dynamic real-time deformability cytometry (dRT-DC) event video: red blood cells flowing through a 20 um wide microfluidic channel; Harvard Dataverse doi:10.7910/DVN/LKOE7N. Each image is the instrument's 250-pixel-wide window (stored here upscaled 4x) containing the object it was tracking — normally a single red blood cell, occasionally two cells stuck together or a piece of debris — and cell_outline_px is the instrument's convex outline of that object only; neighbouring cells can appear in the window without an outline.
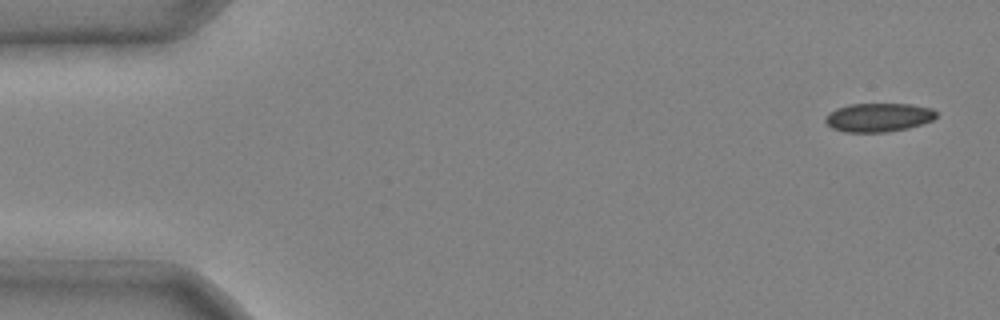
{"species": "common noctule bat (a hibernating species)", "species_latin": "Nyctalus noctula", "temperature_condition": "cold", "stored_images_in_passage": 5, "camera_frame_rate_fps": 3000, "um_per_image_px": 0.085, "animal": {"sex": "male", "body_mass_g": 20.4}, "frame": {"image": 1, "passage_image": 1, "time_ms": 0.0, "image_size_px": [1000, 320], "cell_outline_px": [[940, 112], [932, 120], [908, 128], [884, 132], [844, 132], [832, 128], [824, 120], [828, 112], [836, 108], [848, 104], [912, 104], [932, 108]], "centroid_in_image_um": [74.67, 9.97], "position_along_channel_um": 10.3, "area_um2": 18.67}}
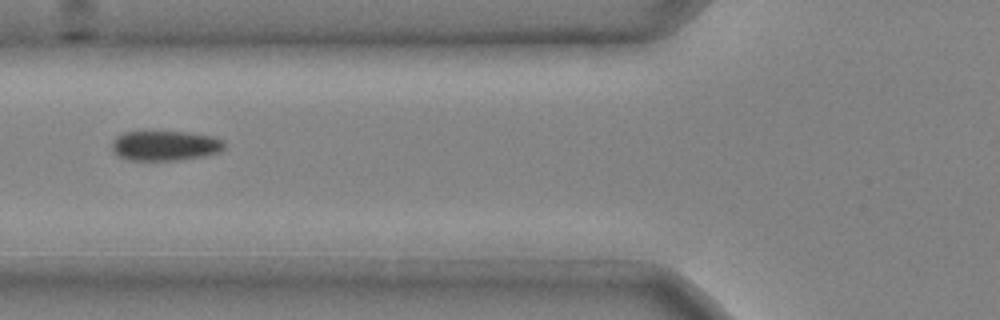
{"frame": {"image": 2, "passage_image": 5, "time_ms": 1.333, "image_size_px": [1000, 320], "cell_outline_px": [[224, 148], [220, 152], [204, 156], [180, 160], [128, 160], [116, 156], [112, 148], [112, 140], [116, 136], [124, 132], [188, 132], [212, 136], [224, 140]], "centroid_in_image_um": [14.02, 12.39], "position_along_channel_um": 111.8, "area_um2": 19.77}}